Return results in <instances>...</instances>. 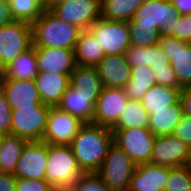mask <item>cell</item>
I'll use <instances>...</instances> for the list:
<instances>
[{
	"label": "cell",
	"mask_w": 191,
	"mask_h": 191,
	"mask_svg": "<svg viewBox=\"0 0 191 191\" xmlns=\"http://www.w3.org/2000/svg\"><path fill=\"white\" fill-rule=\"evenodd\" d=\"M112 143L111 128L84 123L69 146L82 172L92 173L97 172L103 165Z\"/></svg>",
	"instance_id": "1"
},
{
	"label": "cell",
	"mask_w": 191,
	"mask_h": 191,
	"mask_svg": "<svg viewBox=\"0 0 191 191\" xmlns=\"http://www.w3.org/2000/svg\"><path fill=\"white\" fill-rule=\"evenodd\" d=\"M81 29L46 9L32 24L33 47L75 49Z\"/></svg>",
	"instance_id": "2"
},
{
	"label": "cell",
	"mask_w": 191,
	"mask_h": 191,
	"mask_svg": "<svg viewBox=\"0 0 191 191\" xmlns=\"http://www.w3.org/2000/svg\"><path fill=\"white\" fill-rule=\"evenodd\" d=\"M83 174L69 145L48 144L45 179L56 189H69Z\"/></svg>",
	"instance_id": "3"
},
{
	"label": "cell",
	"mask_w": 191,
	"mask_h": 191,
	"mask_svg": "<svg viewBox=\"0 0 191 191\" xmlns=\"http://www.w3.org/2000/svg\"><path fill=\"white\" fill-rule=\"evenodd\" d=\"M136 164L115 143L107 151L103 165L96 172L111 191H127Z\"/></svg>",
	"instance_id": "4"
},
{
	"label": "cell",
	"mask_w": 191,
	"mask_h": 191,
	"mask_svg": "<svg viewBox=\"0 0 191 191\" xmlns=\"http://www.w3.org/2000/svg\"><path fill=\"white\" fill-rule=\"evenodd\" d=\"M50 107L43 105L11 109V134L27 141H42Z\"/></svg>",
	"instance_id": "5"
},
{
	"label": "cell",
	"mask_w": 191,
	"mask_h": 191,
	"mask_svg": "<svg viewBox=\"0 0 191 191\" xmlns=\"http://www.w3.org/2000/svg\"><path fill=\"white\" fill-rule=\"evenodd\" d=\"M88 30L106 55H125L131 46L127 21L98 19Z\"/></svg>",
	"instance_id": "6"
},
{
	"label": "cell",
	"mask_w": 191,
	"mask_h": 191,
	"mask_svg": "<svg viewBox=\"0 0 191 191\" xmlns=\"http://www.w3.org/2000/svg\"><path fill=\"white\" fill-rule=\"evenodd\" d=\"M32 45L31 24L15 20L0 27V69L3 70Z\"/></svg>",
	"instance_id": "7"
},
{
	"label": "cell",
	"mask_w": 191,
	"mask_h": 191,
	"mask_svg": "<svg viewBox=\"0 0 191 191\" xmlns=\"http://www.w3.org/2000/svg\"><path fill=\"white\" fill-rule=\"evenodd\" d=\"M113 143L136 164L150 163L156 136L148 128L111 129Z\"/></svg>",
	"instance_id": "8"
},
{
	"label": "cell",
	"mask_w": 191,
	"mask_h": 191,
	"mask_svg": "<svg viewBox=\"0 0 191 191\" xmlns=\"http://www.w3.org/2000/svg\"><path fill=\"white\" fill-rule=\"evenodd\" d=\"M50 11L65 22L88 30L101 18V0H66L53 6Z\"/></svg>",
	"instance_id": "9"
},
{
	"label": "cell",
	"mask_w": 191,
	"mask_h": 191,
	"mask_svg": "<svg viewBox=\"0 0 191 191\" xmlns=\"http://www.w3.org/2000/svg\"><path fill=\"white\" fill-rule=\"evenodd\" d=\"M84 123L56 107H50L42 141L51 145H69Z\"/></svg>",
	"instance_id": "10"
},
{
	"label": "cell",
	"mask_w": 191,
	"mask_h": 191,
	"mask_svg": "<svg viewBox=\"0 0 191 191\" xmlns=\"http://www.w3.org/2000/svg\"><path fill=\"white\" fill-rule=\"evenodd\" d=\"M180 14L170 0H146L135 12L138 25L155 26L160 37L170 36V22Z\"/></svg>",
	"instance_id": "11"
},
{
	"label": "cell",
	"mask_w": 191,
	"mask_h": 191,
	"mask_svg": "<svg viewBox=\"0 0 191 191\" xmlns=\"http://www.w3.org/2000/svg\"><path fill=\"white\" fill-rule=\"evenodd\" d=\"M159 45L166 53L179 87H191V43L173 36L160 37Z\"/></svg>",
	"instance_id": "12"
},
{
	"label": "cell",
	"mask_w": 191,
	"mask_h": 191,
	"mask_svg": "<svg viewBox=\"0 0 191 191\" xmlns=\"http://www.w3.org/2000/svg\"><path fill=\"white\" fill-rule=\"evenodd\" d=\"M150 163L171 168L191 164V149L173 135L156 136Z\"/></svg>",
	"instance_id": "13"
},
{
	"label": "cell",
	"mask_w": 191,
	"mask_h": 191,
	"mask_svg": "<svg viewBox=\"0 0 191 191\" xmlns=\"http://www.w3.org/2000/svg\"><path fill=\"white\" fill-rule=\"evenodd\" d=\"M128 99L124 88L103 87L95 105L93 124L112 128Z\"/></svg>",
	"instance_id": "14"
},
{
	"label": "cell",
	"mask_w": 191,
	"mask_h": 191,
	"mask_svg": "<svg viewBox=\"0 0 191 191\" xmlns=\"http://www.w3.org/2000/svg\"><path fill=\"white\" fill-rule=\"evenodd\" d=\"M48 144L43 141H28L23 147L15 172L17 178L45 179Z\"/></svg>",
	"instance_id": "15"
},
{
	"label": "cell",
	"mask_w": 191,
	"mask_h": 191,
	"mask_svg": "<svg viewBox=\"0 0 191 191\" xmlns=\"http://www.w3.org/2000/svg\"><path fill=\"white\" fill-rule=\"evenodd\" d=\"M38 72H53L68 75L76 68L73 49L34 47Z\"/></svg>",
	"instance_id": "16"
},
{
	"label": "cell",
	"mask_w": 191,
	"mask_h": 191,
	"mask_svg": "<svg viewBox=\"0 0 191 191\" xmlns=\"http://www.w3.org/2000/svg\"><path fill=\"white\" fill-rule=\"evenodd\" d=\"M1 90L5 94L11 109L25 106H43L35 81L7 79L4 75Z\"/></svg>",
	"instance_id": "17"
},
{
	"label": "cell",
	"mask_w": 191,
	"mask_h": 191,
	"mask_svg": "<svg viewBox=\"0 0 191 191\" xmlns=\"http://www.w3.org/2000/svg\"><path fill=\"white\" fill-rule=\"evenodd\" d=\"M169 167L146 163L136 165L128 191H165Z\"/></svg>",
	"instance_id": "18"
},
{
	"label": "cell",
	"mask_w": 191,
	"mask_h": 191,
	"mask_svg": "<svg viewBox=\"0 0 191 191\" xmlns=\"http://www.w3.org/2000/svg\"><path fill=\"white\" fill-rule=\"evenodd\" d=\"M96 69L104 87L124 88L131 78L125 55H105Z\"/></svg>",
	"instance_id": "19"
},
{
	"label": "cell",
	"mask_w": 191,
	"mask_h": 191,
	"mask_svg": "<svg viewBox=\"0 0 191 191\" xmlns=\"http://www.w3.org/2000/svg\"><path fill=\"white\" fill-rule=\"evenodd\" d=\"M38 94L44 105L56 107L70 86L68 75L53 72H38L34 78Z\"/></svg>",
	"instance_id": "20"
},
{
	"label": "cell",
	"mask_w": 191,
	"mask_h": 191,
	"mask_svg": "<svg viewBox=\"0 0 191 191\" xmlns=\"http://www.w3.org/2000/svg\"><path fill=\"white\" fill-rule=\"evenodd\" d=\"M99 96L75 92L69 86L57 107L79 118L83 123H93L95 105Z\"/></svg>",
	"instance_id": "21"
},
{
	"label": "cell",
	"mask_w": 191,
	"mask_h": 191,
	"mask_svg": "<svg viewBox=\"0 0 191 191\" xmlns=\"http://www.w3.org/2000/svg\"><path fill=\"white\" fill-rule=\"evenodd\" d=\"M127 62L131 68L148 66L153 72L168 69L170 61L159 44L148 47L131 45L125 53Z\"/></svg>",
	"instance_id": "22"
},
{
	"label": "cell",
	"mask_w": 191,
	"mask_h": 191,
	"mask_svg": "<svg viewBox=\"0 0 191 191\" xmlns=\"http://www.w3.org/2000/svg\"><path fill=\"white\" fill-rule=\"evenodd\" d=\"M74 55L76 65L96 67L106 54L89 30H81Z\"/></svg>",
	"instance_id": "23"
},
{
	"label": "cell",
	"mask_w": 191,
	"mask_h": 191,
	"mask_svg": "<svg viewBox=\"0 0 191 191\" xmlns=\"http://www.w3.org/2000/svg\"><path fill=\"white\" fill-rule=\"evenodd\" d=\"M183 115L180 100L161 110H155V113L149 115L148 129L155 136L172 135L176 125L180 122Z\"/></svg>",
	"instance_id": "24"
},
{
	"label": "cell",
	"mask_w": 191,
	"mask_h": 191,
	"mask_svg": "<svg viewBox=\"0 0 191 191\" xmlns=\"http://www.w3.org/2000/svg\"><path fill=\"white\" fill-rule=\"evenodd\" d=\"M181 88L167 87L155 84L145 93L141 99L143 107L148 115L155 113V110L164 109L180 100Z\"/></svg>",
	"instance_id": "25"
},
{
	"label": "cell",
	"mask_w": 191,
	"mask_h": 191,
	"mask_svg": "<svg viewBox=\"0 0 191 191\" xmlns=\"http://www.w3.org/2000/svg\"><path fill=\"white\" fill-rule=\"evenodd\" d=\"M38 74L35 48L32 46L26 52L20 54L14 61L3 69V75L7 79L28 80Z\"/></svg>",
	"instance_id": "26"
},
{
	"label": "cell",
	"mask_w": 191,
	"mask_h": 191,
	"mask_svg": "<svg viewBox=\"0 0 191 191\" xmlns=\"http://www.w3.org/2000/svg\"><path fill=\"white\" fill-rule=\"evenodd\" d=\"M70 86L75 92L92 95H100L104 87L96 67L79 65L70 76Z\"/></svg>",
	"instance_id": "27"
},
{
	"label": "cell",
	"mask_w": 191,
	"mask_h": 191,
	"mask_svg": "<svg viewBox=\"0 0 191 191\" xmlns=\"http://www.w3.org/2000/svg\"><path fill=\"white\" fill-rule=\"evenodd\" d=\"M28 141L16 135L6 134L0 145V172L14 173L23 147Z\"/></svg>",
	"instance_id": "28"
},
{
	"label": "cell",
	"mask_w": 191,
	"mask_h": 191,
	"mask_svg": "<svg viewBox=\"0 0 191 191\" xmlns=\"http://www.w3.org/2000/svg\"><path fill=\"white\" fill-rule=\"evenodd\" d=\"M155 84V75L150 67H134L131 68V78L124 90L129 99L141 101L148 89Z\"/></svg>",
	"instance_id": "29"
},
{
	"label": "cell",
	"mask_w": 191,
	"mask_h": 191,
	"mask_svg": "<svg viewBox=\"0 0 191 191\" xmlns=\"http://www.w3.org/2000/svg\"><path fill=\"white\" fill-rule=\"evenodd\" d=\"M146 0H101V17L107 20L129 21Z\"/></svg>",
	"instance_id": "30"
},
{
	"label": "cell",
	"mask_w": 191,
	"mask_h": 191,
	"mask_svg": "<svg viewBox=\"0 0 191 191\" xmlns=\"http://www.w3.org/2000/svg\"><path fill=\"white\" fill-rule=\"evenodd\" d=\"M148 118L141 101L128 99L119 120L111 129L148 128Z\"/></svg>",
	"instance_id": "31"
},
{
	"label": "cell",
	"mask_w": 191,
	"mask_h": 191,
	"mask_svg": "<svg viewBox=\"0 0 191 191\" xmlns=\"http://www.w3.org/2000/svg\"><path fill=\"white\" fill-rule=\"evenodd\" d=\"M9 3L12 17L31 25L46 10L43 0H9Z\"/></svg>",
	"instance_id": "32"
},
{
	"label": "cell",
	"mask_w": 191,
	"mask_h": 191,
	"mask_svg": "<svg viewBox=\"0 0 191 191\" xmlns=\"http://www.w3.org/2000/svg\"><path fill=\"white\" fill-rule=\"evenodd\" d=\"M131 45L148 47L159 44V29L155 26L138 25L133 19L128 22Z\"/></svg>",
	"instance_id": "33"
},
{
	"label": "cell",
	"mask_w": 191,
	"mask_h": 191,
	"mask_svg": "<svg viewBox=\"0 0 191 191\" xmlns=\"http://www.w3.org/2000/svg\"><path fill=\"white\" fill-rule=\"evenodd\" d=\"M165 191H191V164L169 167Z\"/></svg>",
	"instance_id": "34"
},
{
	"label": "cell",
	"mask_w": 191,
	"mask_h": 191,
	"mask_svg": "<svg viewBox=\"0 0 191 191\" xmlns=\"http://www.w3.org/2000/svg\"><path fill=\"white\" fill-rule=\"evenodd\" d=\"M69 191H111L96 173H83L69 188Z\"/></svg>",
	"instance_id": "35"
},
{
	"label": "cell",
	"mask_w": 191,
	"mask_h": 191,
	"mask_svg": "<svg viewBox=\"0 0 191 191\" xmlns=\"http://www.w3.org/2000/svg\"><path fill=\"white\" fill-rule=\"evenodd\" d=\"M170 23V36L191 43V15H179Z\"/></svg>",
	"instance_id": "36"
},
{
	"label": "cell",
	"mask_w": 191,
	"mask_h": 191,
	"mask_svg": "<svg viewBox=\"0 0 191 191\" xmlns=\"http://www.w3.org/2000/svg\"><path fill=\"white\" fill-rule=\"evenodd\" d=\"M46 179L17 178L15 191H55Z\"/></svg>",
	"instance_id": "37"
},
{
	"label": "cell",
	"mask_w": 191,
	"mask_h": 191,
	"mask_svg": "<svg viewBox=\"0 0 191 191\" xmlns=\"http://www.w3.org/2000/svg\"><path fill=\"white\" fill-rule=\"evenodd\" d=\"M172 135L191 149V116L183 114Z\"/></svg>",
	"instance_id": "38"
},
{
	"label": "cell",
	"mask_w": 191,
	"mask_h": 191,
	"mask_svg": "<svg viewBox=\"0 0 191 191\" xmlns=\"http://www.w3.org/2000/svg\"><path fill=\"white\" fill-rule=\"evenodd\" d=\"M0 131L11 134V107L2 90H0Z\"/></svg>",
	"instance_id": "39"
},
{
	"label": "cell",
	"mask_w": 191,
	"mask_h": 191,
	"mask_svg": "<svg viewBox=\"0 0 191 191\" xmlns=\"http://www.w3.org/2000/svg\"><path fill=\"white\" fill-rule=\"evenodd\" d=\"M153 73L155 75L156 84L180 88L174 70L171 66H168V69L156 70V72Z\"/></svg>",
	"instance_id": "40"
},
{
	"label": "cell",
	"mask_w": 191,
	"mask_h": 191,
	"mask_svg": "<svg viewBox=\"0 0 191 191\" xmlns=\"http://www.w3.org/2000/svg\"><path fill=\"white\" fill-rule=\"evenodd\" d=\"M17 177L12 173L0 172V191H15Z\"/></svg>",
	"instance_id": "41"
},
{
	"label": "cell",
	"mask_w": 191,
	"mask_h": 191,
	"mask_svg": "<svg viewBox=\"0 0 191 191\" xmlns=\"http://www.w3.org/2000/svg\"><path fill=\"white\" fill-rule=\"evenodd\" d=\"M10 10V3L7 0H0V27L14 22Z\"/></svg>",
	"instance_id": "42"
},
{
	"label": "cell",
	"mask_w": 191,
	"mask_h": 191,
	"mask_svg": "<svg viewBox=\"0 0 191 191\" xmlns=\"http://www.w3.org/2000/svg\"><path fill=\"white\" fill-rule=\"evenodd\" d=\"M180 102L183 114L191 116V87L181 89Z\"/></svg>",
	"instance_id": "43"
},
{
	"label": "cell",
	"mask_w": 191,
	"mask_h": 191,
	"mask_svg": "<svg viewBox=\"0 0 191 191\" xmlns=\"http://www.w3.org/2000/svg\"><path fill=\"white\" fill-rule=\"evenodd\" d=\"M180 15H191V0H170Z\"/></svg>",
	"instance_id": "44"
},
{
	"label": "cell",
	"mask_w": 191,
	"mask_h": 191,
	"mask_svg": "<svg viewBox=\"0 0 191 191\" xmlns=\"http://www.w3.org/2000/svg\"><path fill=\"white\" fill-rule=\"evenodd\" d=\"M66 0H45V8L50 10L53 6L60 4Z\"/></svg>",
	"instance_id": "45"
},
{
	"label": "cell",
	"mask_w": 191,
	"mask_h": 191,
	"mask_svg": "<svg viewBox=\"0 0 191 191\" xmlns=\"http://www.w3.org/2000/svg\"><path fill=\"white\" fill-rule=\"evenodd\" d=\"M5 133H3L2 131H0V145H1V143H2V140H3V138L5 137Z\"/></svg>",
	"instance_id": "46"
},
{
	"label": "cell",
	"mask_w": 191,
	"mask_h": 191,
	"mask_svg": "<svg viewBox=\"0 0 191 191\" xmlns=\"http://www.w3.org/2000/svg\"><path fill=\"white\" fill-rule=\"evenodd\" d=\"M2 78H3V70L0 69V90H1Z\"/></svg>",
	"instance_id": "47"
},
{
	"label": "cell",
	"mask_w": 191,
	"mask_h": 191,
	"mask_svg": "<svg viewBox=\"0 0 191 191\" xmlns=\"http://www.w3.org/2000/svg\"><path fill=\"white\" fill-rule=\"evenodd\" d=\"M55 191H69V189H60V190H55Z\"/></svg>",
	"instance_id": "48"
}]
</instances>
